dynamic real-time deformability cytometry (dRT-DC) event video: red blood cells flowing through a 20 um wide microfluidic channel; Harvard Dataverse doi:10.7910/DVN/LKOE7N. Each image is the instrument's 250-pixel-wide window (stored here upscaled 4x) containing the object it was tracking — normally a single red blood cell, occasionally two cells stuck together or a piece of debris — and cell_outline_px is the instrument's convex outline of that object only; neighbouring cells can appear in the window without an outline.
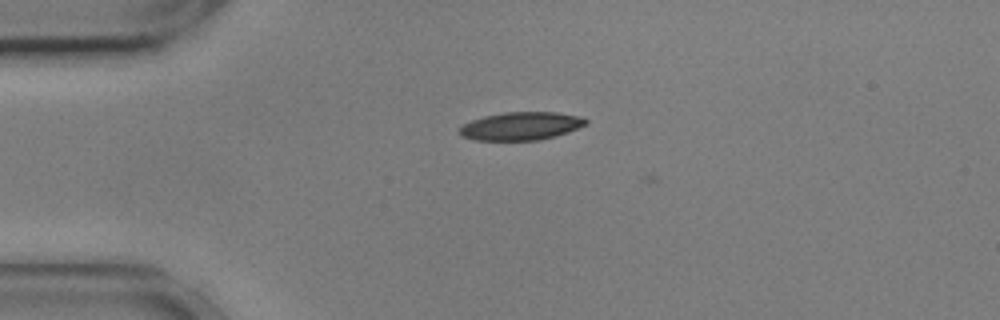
{"species": "common noctule bat (a hibernating species)", "species_latin": "Nyctalus noctula", "temperature_condition": "cold", "stored_images_in_passage": 5, "camera_frame_rate_fps": 3000, "um_per_image_px": 0.085, "animal": {"sex": "male", "body_mass_g": 17.9, "forearm_length_mm": 54.2}, "frame": {"image": 1, "passage_image": 4, "time_ms": 1.0, "image_size_px": [1000, 320], "cell_outline_px": [[588, 124], [568, 132], [556, 136], [540, 140], [476, 140], [460, 136], [460, 128], [464, 124], [472, 120], [484, 116], [504, 112], [556, 112], [580, 116], [588, 120]], "centroid_in_image_um": [44.32, 10.71], "position_along_channel_um": 40.7, "area_um2": 20.69}}